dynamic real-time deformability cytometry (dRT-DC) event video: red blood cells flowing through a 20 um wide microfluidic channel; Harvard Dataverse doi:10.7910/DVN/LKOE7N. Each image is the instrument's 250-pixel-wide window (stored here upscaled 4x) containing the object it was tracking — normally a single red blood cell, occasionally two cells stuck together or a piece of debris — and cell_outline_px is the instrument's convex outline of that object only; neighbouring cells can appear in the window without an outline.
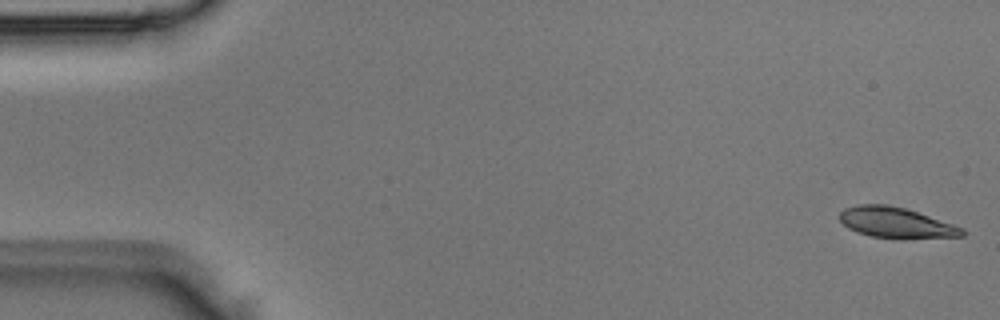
{"species": "Egyptian fruit bat (a non-hibernating species)", "species_latin": "Rousettus aegyptiacus", "temperature_condition": "room temperature", "stored_images_in_passage": 4, "camera_frame_rate_fps": 3000, "um_per_image_px": 0.085, "animal": {"sex": "male"}, "frame": {"image": 1, "passage_image": 1, "time_ms": 0.0, "image_size_px": [1000, 320], "cell_outline_px": [[968, 232], [964, 236], [872, 236], [856, 232], [848, 228], [840, 220], [840, 212], [844, 208], [856, 204], [884, 204], [904, 208], [964, 228]], "centroid_in_image_um": [76.09, 18.88], "position_along_channel_um": 8.9, "area_um2": 20.81}}